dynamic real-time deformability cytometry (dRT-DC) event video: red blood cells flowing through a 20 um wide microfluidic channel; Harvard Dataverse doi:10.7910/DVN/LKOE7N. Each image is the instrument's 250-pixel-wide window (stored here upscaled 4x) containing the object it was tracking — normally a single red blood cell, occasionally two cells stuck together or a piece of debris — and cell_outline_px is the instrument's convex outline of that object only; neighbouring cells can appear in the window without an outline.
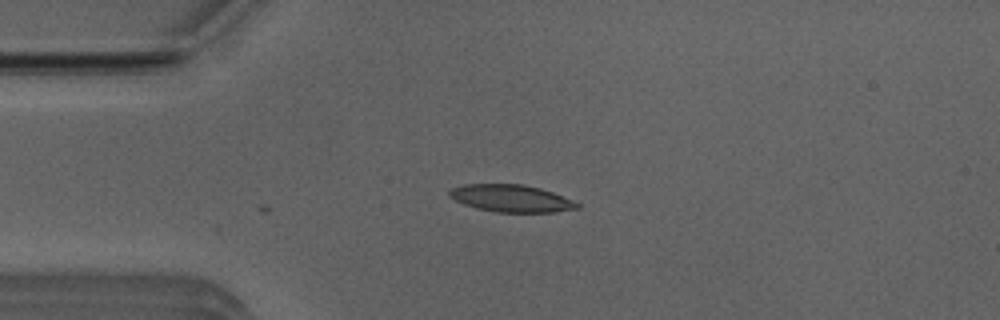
{"species": "Egyptian fruit bat (a non-hibernating species)", "species_latin": "Rousettus aegyptiacus", "temperature_condition": "room temperature", "stored_images_in_passage": 24, "camera_frame_rate_fps": 3000, "um_per_image_px": 0.085, "animal": {"sex": "male"}, "frame": {"image": 1, "passage_image": 2, "time_ms": 0.333, "image_size_px": [1000, 320], "cell_outline_px": [[580, 208], [552, 212], [496, 212], [476, 208], [464, 204], [448, 196], [448, 192], [452, 188], [464, 184], [524, 184], [540, 188], [552, 192], [572, 200], [580, 204]], "centroid_in_image_um": [43.44, 16.86], "position_along_channel_um": 41.6, "area_um2": 20.23}}